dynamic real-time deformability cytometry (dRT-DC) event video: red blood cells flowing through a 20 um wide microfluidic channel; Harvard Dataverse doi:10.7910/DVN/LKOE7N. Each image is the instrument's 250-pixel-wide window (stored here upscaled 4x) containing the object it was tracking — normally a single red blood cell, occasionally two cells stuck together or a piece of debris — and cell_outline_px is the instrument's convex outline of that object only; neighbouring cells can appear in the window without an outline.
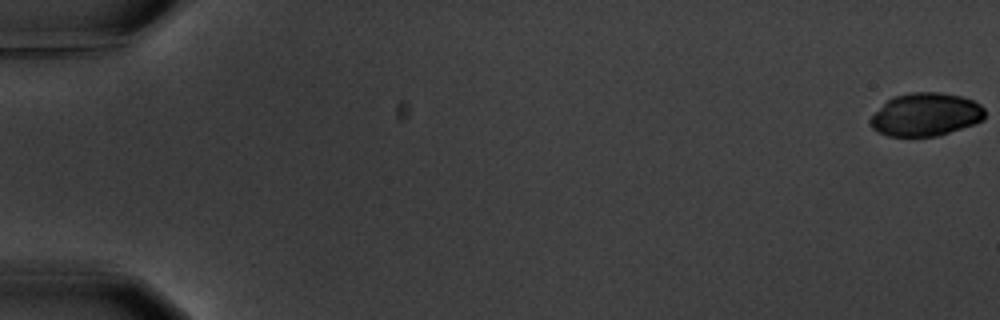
{"species": "common noctule bat (a hibernating species)", "species_latin": "Nyctalus noctula", "temperature_condition": "warm", "stored_images_in_passage": 5, "camera_frame_rate_fps": 3000, "um_per_image_px": 0.085, "animal": {"sex": "male", "body_mass_g": 20.1, "forearm_length_mm": 53.5}, "frame": {"image": 1, "passage_image": 1, "time_ms": 0.0, "image_size_px": [1000, 320], "cell_outline_px": [[984, 120], [936, 136], [888, 136], [876, 132], [868, 124], [868, 120], [888, 100], [896, 96], [912, 92], [936, 92], [960, 96], [972, 100], [980, 104], [984, 108]], "centroid_in_image_um": [78.66, 9.74], "position_along_channel_um": 6.3, "area_um2": 28.44}}